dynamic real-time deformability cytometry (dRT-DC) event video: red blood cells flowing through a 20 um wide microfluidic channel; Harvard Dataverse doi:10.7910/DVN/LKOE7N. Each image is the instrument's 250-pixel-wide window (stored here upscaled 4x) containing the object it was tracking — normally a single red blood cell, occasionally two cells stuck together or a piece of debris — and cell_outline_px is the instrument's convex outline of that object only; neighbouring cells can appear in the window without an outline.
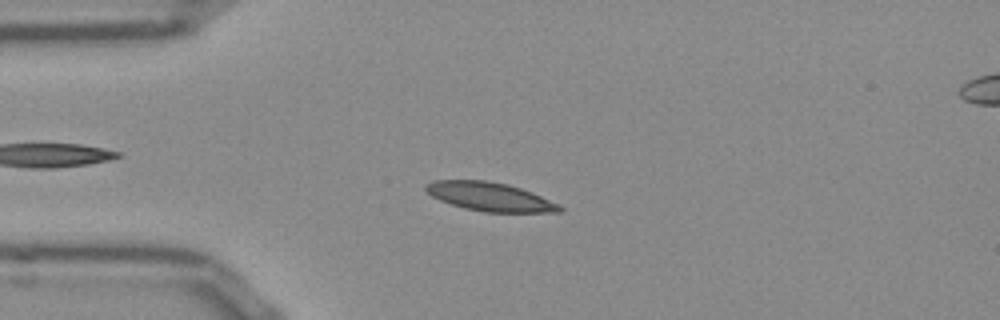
{"species": "Egyptian fruit bat (a non-hibernating species)", "species_latin": "Rousettus aegyptiacus", "temperature_condition": "room temperature", "stored_images_in_passage": 49, "camera_frame_rate_fps": 3000, "um_per_image_px": 0.085, "frame": {"image": 1, "passage_image": 9, "time_ms": 2.667, "image_size_px": [1000, 320], "cell_outline_px": [[564, 212], [484, 212], [464, 208], [440, 200], [432, 196], [424, 188], [424, 184], [436, 180], [488, 180], [508, 184], [532, 192], [560, 204], [564, 208]], "centroid_in_image_um": [41.67, 16.72], "position_along_channel_um": 43.3, "area_um2": 22.48}}
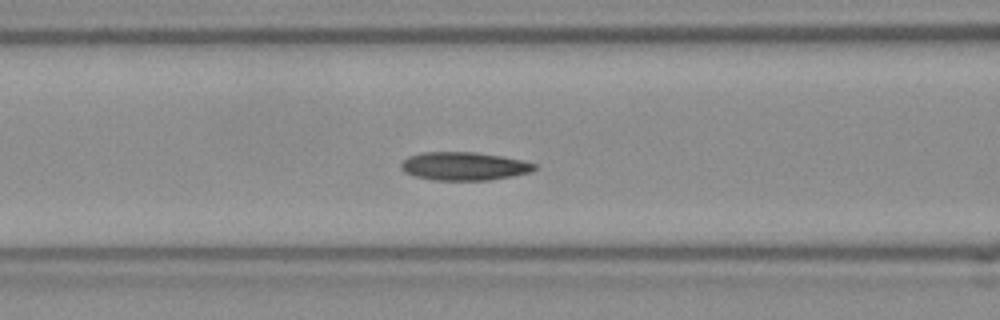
{"frame": {"image": 2, "passage_image": 17, "time_ms": 5.333, "image_size_px": [1000, 320], "cell_outline_px": [[536, 168], [528, 172], [512, 176], [488, 180], [432, 180], [416, 176], [404, 172], [400, 168], [400, 164], [408, 156], [424, 152], [476, 152], [500, 156], [520, 160], [536, 164]], "centroid_in_image_um": [39.39, 14.12], "position_along_channel_um": 127.2, "area_um2": 21.79}}
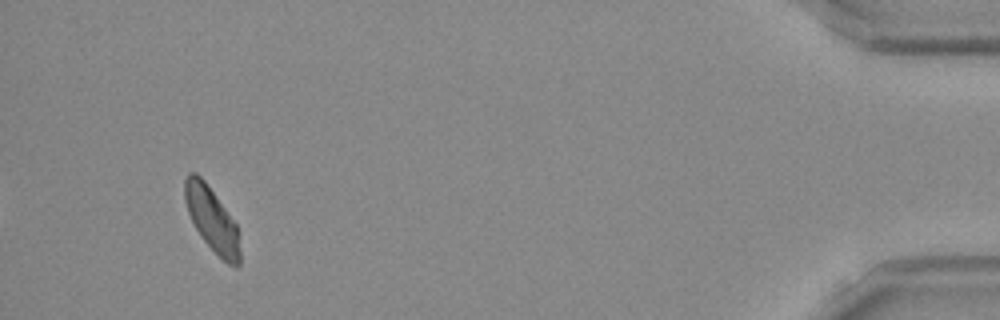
{"frame": {"image": 3, "passage_image": 46, "time_ms": 15.0, "image_size_px": [1000, 320], "cell_outline_px": [[240, 264], [236, 268], [228, 264], [204, 240], [196, 228], [188, 212], [184, 200], [184, 180], [188, 172], [196, 172], [204, 180], [236, 224], [240, 252]], "centroid_in_image_um": [17.99, 18.62], "position_along_channel_um": 417.2, "area_um2": 20.17}, "authors_computed_cell_mechanics": {"area_um2": 21.2704, "velocity_mm_per_s": 3.7996, "shape_relaxation_time_tau1_ms": 6.7601, "shape_relaxation_time_tau2_ms": 3.2648, "deformation_change_tau1": 0.1361, "deformation_change_tau2": 0.0704}}